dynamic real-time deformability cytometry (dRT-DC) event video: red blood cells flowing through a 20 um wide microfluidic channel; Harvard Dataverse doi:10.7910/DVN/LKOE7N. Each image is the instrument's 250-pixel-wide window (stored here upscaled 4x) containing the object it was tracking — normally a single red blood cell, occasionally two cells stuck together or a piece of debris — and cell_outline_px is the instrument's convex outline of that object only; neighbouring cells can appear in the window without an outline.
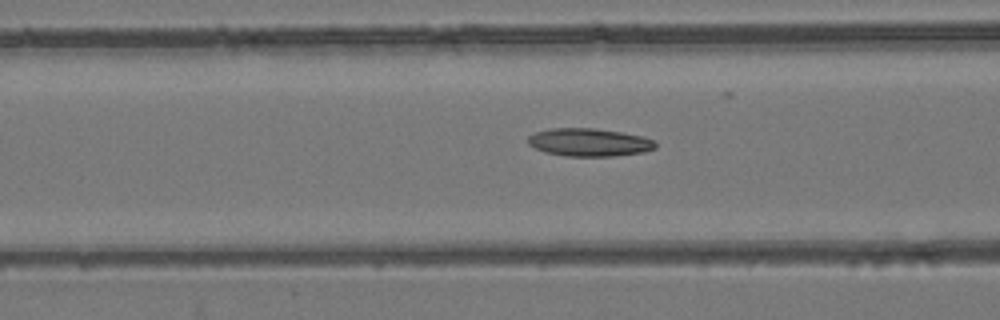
{"species": "common noctule bat (a hibernating species)", "species_latin": "Nyctalus noctula", "temperature_condition": "room temperature", "stored_images_in_passage": 57, "camera_frame_rate_fps": 3000, "um_per_image_px": 0.085, "animal": {"sex": "female", "body_mass_g": 24.6, "forearm_length_mm": 56.2}, "frame": {"image": 1, "passage_image": 23, "time_ms": 7.333, "image_size_px": [1000, 320], "cell_outline_px": [[656, 148], [644, 152], [612, 156], [564, 156], [544, 152], [528, 144], [528, 136], [536, 132], [552, 128], [592, 128], [620, 132], [640, 136], [656, 140]], "centroid_in_image_um": [50.08, 12.1], "position_along_channel_um": 116.5, "area_um2": 20.69}}
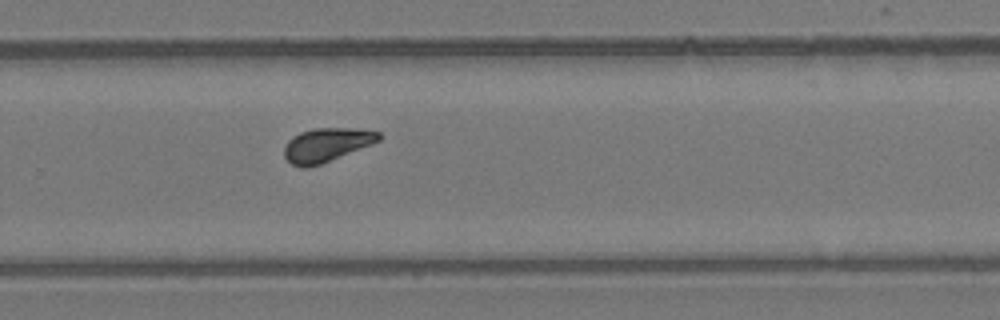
{"frame": {"image": 2, "passage_image": 38, "time_ms": 12.333, "image_size_px": [1000, 320], "cell_outline_px": [[380, 140], [372, 144], [320, 164], [308, 168], [300, 168], [292, 164], [284, 156], [284, 148], [288, 140], [292, 136], [300, 132], [312, 128], [348, 128], [380, 132]], "centroid_in_image_um": [27.71, 12.31], "position_along_channel_um": 302.1, "area_um2": 18.5}}
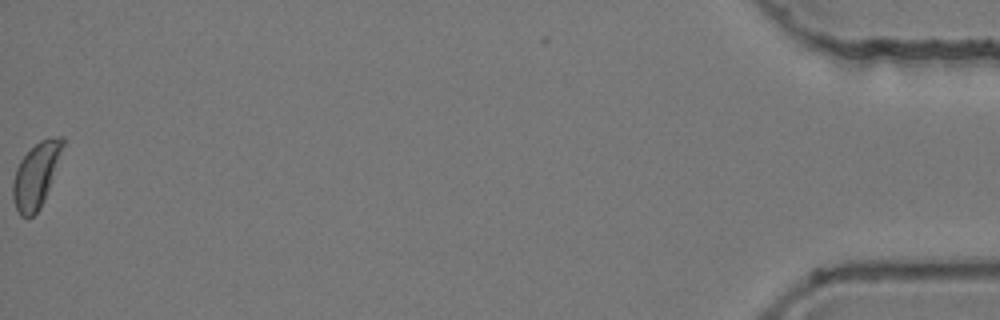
{"frame": {"image": 3, "passage_image": 57, "time_ms": 18.667, "image_size_px": [1000, 320], "cell_outline_px": [[64, 144], [44, 200], [40, 208], [32, 216], [20, 216], [16, 208], [12, 196], [12, 180], [16, 168], [20, 160], [40, 140], [48, 136], [64, 136]], "centroid_in_image_um": [3.04, 14.87], "position_along_channel_um": 432.2, "area_um2": 18.55}, "authors_computed_cell_mechanics": {"area_um2": 19.7098, "velocity_mm_per_s": 3.6886, "shape_relaxation_time_tau1_ms": null, "shape_relaxation_time_tau2_ms": 2.2498, "deformation_change_tau1": null, "deformation_change_tau2": 0.094}}